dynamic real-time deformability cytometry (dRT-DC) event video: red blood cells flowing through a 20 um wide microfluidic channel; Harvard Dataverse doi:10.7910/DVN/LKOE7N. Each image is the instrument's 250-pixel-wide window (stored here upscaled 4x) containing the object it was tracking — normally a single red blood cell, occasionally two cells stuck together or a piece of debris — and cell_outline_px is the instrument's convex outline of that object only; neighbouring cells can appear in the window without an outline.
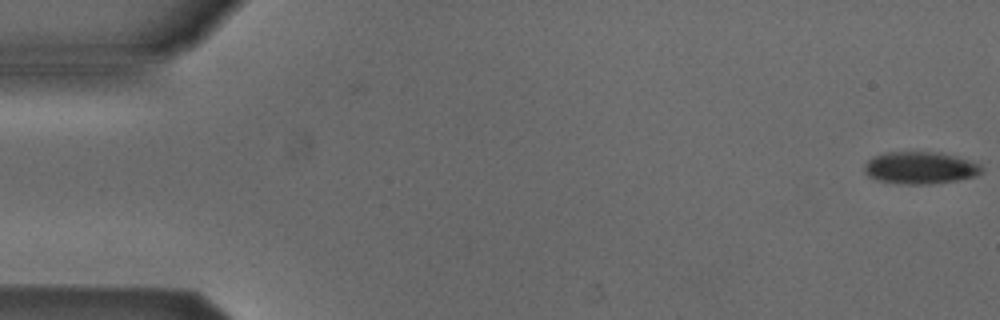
{"species": "Egyptian fruit bat (a non-hibernating species)", "species_latin": "Rousettus aegyptiacus", "temperature_condition": "cold", "stored_images_in_passage": 3, "camera_frame_rate_fps": 3000, "um_per_image_px": 0.085, "animal": {"sex": "male"}, "frame": {"image": 1, "passage_image": 3, "time_ms": 0.667, "image_size_px": [1000, 320], "cell_outline_px": [[984, 168], [976, 176], [956, 180], [932, 184], [904, 184], [876, 180], [868, 176], [864, 172], [864, 164], [868, 160], [876, 156], [888, 152], [928, 152], [968, 160], [980, 164]], "centroid_in_image_um": [78.17, 14.29], "position_along_channel_um": 6.8, "area_um2": 21.56}}